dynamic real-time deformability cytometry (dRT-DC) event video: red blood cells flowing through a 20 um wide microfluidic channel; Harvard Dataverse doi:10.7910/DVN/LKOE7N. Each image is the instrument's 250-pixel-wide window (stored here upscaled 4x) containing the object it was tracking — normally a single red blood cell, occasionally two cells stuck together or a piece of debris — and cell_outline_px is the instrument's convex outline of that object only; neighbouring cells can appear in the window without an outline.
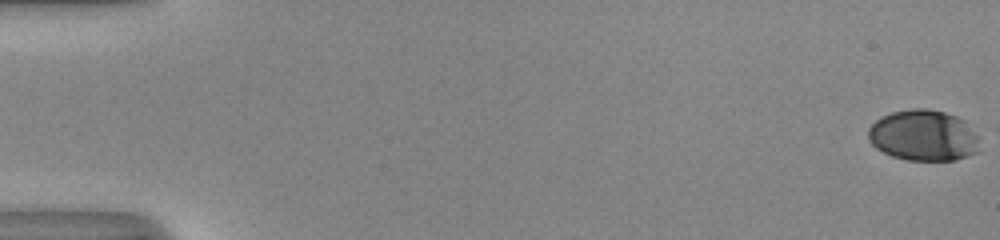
{"species": "human", "species_latin": "Homo sapiens", "temperature_condition": "room temperature", "stored_images_in_passage": 53, "camera_frame_rate_fps": 3000, "um_per_image_px": 0.085, "donor": {"sex": "male"}, "frame": {"image": 1, "passage_image": 1, "time_ms": 0.0, "image_size_px": [1000, 240], "cell_outline_px": [[976, 152], [956, 160], [908, 160], [892, 156], [876, 148], [868, 140], [868, 128], [876, 120], [892, 112], [912, 108], [928, 108], [944, 112], [956, 116], [964, 120], [976, 136]], "centroid_in_image_um": [78.44, 11.51], "position_along_channel_um": 6.6, "area_um2": 32.71}}
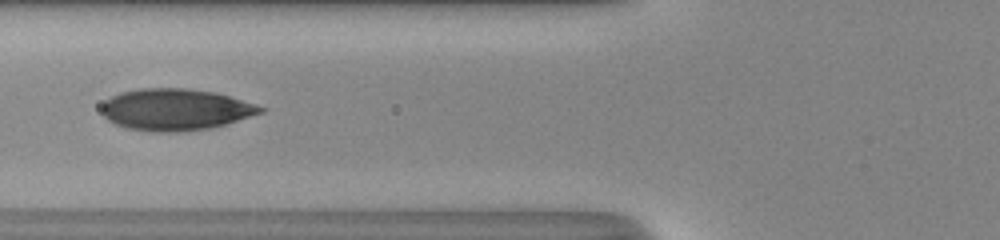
{"frame": {"image": 2, "passage_image": 23, "time_ms": 7.333, "image_size_px": [1000, 240], "cell_outline_px": [[264, 112], [212, 128], [176, 132], [152, 132], [124, 128], [108, 120], [100, 112], [100, 108], [112, 96], [120, 92], [140, 88], [184, 88], [212, 92], [228, 96], [256, 104], [264, 108]], "centroid_in_image_um": [14.88, 9.32], "position_along_channel_um": 110.9, "area_um2": 38.44}}
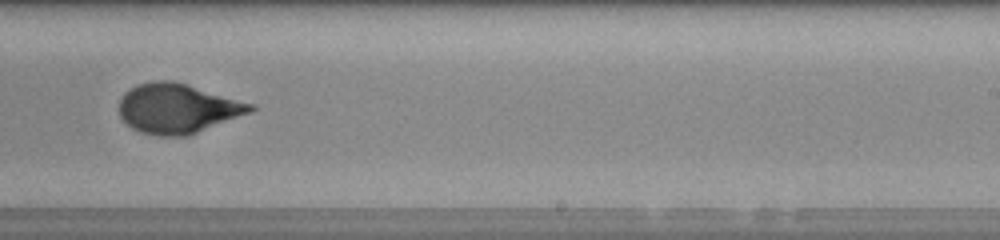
{"frame": {"image": 3, "passage_image": 35, "time_ms": 11.333, "image_size_px": [1000, 240], "cell_outline_px": [[256, 108], [252, 112], [188, 136], [160, 136], [140, 132], [132, 128], [120, 116], [120, 100], [124, 92], [136, 84], [156, 80], [172, 80], [256, 104]], "centroid_in_image_um": [15.12, 9.21], "position_along_channel_um": 273.9, "area_um2": 38.15}, "authors_computed_cell_mechanics": {"area_um2": 37.4544, "velocity_mm_per_s": 4.0847, "shape_relaxation_time_tau1_ms": 5.6928, "shape_relaxation_time_tau2_ms": 0.74, "deformation_change_tau1": 0.2103, "deformation_change_tau2": 0.0556}}